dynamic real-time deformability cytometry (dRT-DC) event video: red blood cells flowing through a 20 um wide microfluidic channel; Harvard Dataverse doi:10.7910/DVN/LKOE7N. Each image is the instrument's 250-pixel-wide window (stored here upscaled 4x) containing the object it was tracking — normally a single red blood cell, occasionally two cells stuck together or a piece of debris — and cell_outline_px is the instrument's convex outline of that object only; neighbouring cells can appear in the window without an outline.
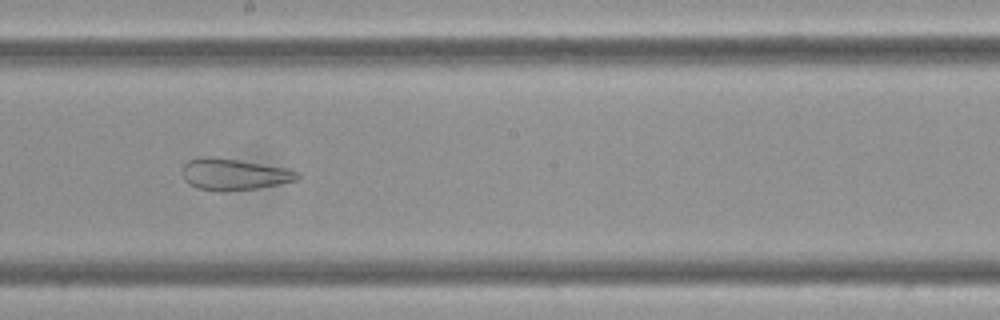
{"species": "Egyptian fruit bat (a non-hibernating species)", "species_latin": "Rousettus aegyptiacus", "temperature_condition": "cold", "stored_images_in_passage": 59, "camera_frame_rate_fps": 3000, "um_per_image_px": 0.085, "frame": {"image": 1, "passage_image": 33, "time_ms": 10.667, "image_size_px": [1000, 320], "cell_outline_px": [[300, 180], [256, 188], [224, 192], [216, 192], [196, 188], [188, 184], [184, 180], [184, 164], [188, 160], [196, 156], [212, 156], [288, 168], [300, 172]], "centroid_in_image_um": [19.88, 14.82], "position_along_channel_um": 228.3, "area_um2": 21.44}}
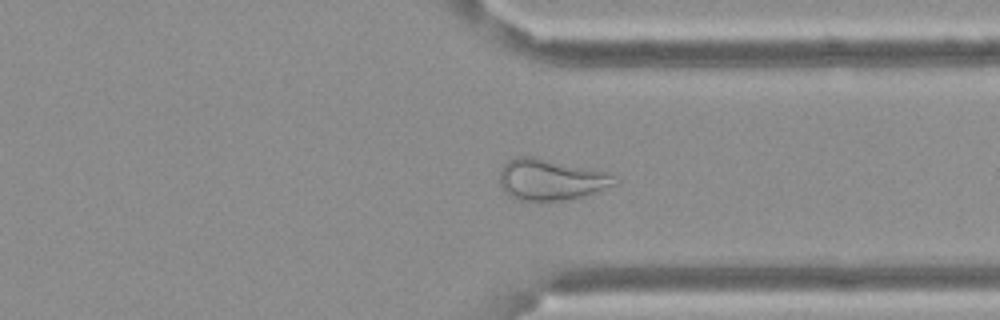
{"frame": {"image": 2, "passage_image": 45, "time_ms": 14.667, "image_size_px": [1000, 320], "cell_outline_px": [[620, 180], [616, 184], [596, 192], [564, 200], [516, 200], [504, 192], [500, 184], [500, 168], [508, 160], [516, 156], [532, 156], [608, 172]], "centroid_in_image_um": [46.8, 15.25], "position_along_channel_um": 364.6, "area_um2": 27.57}}
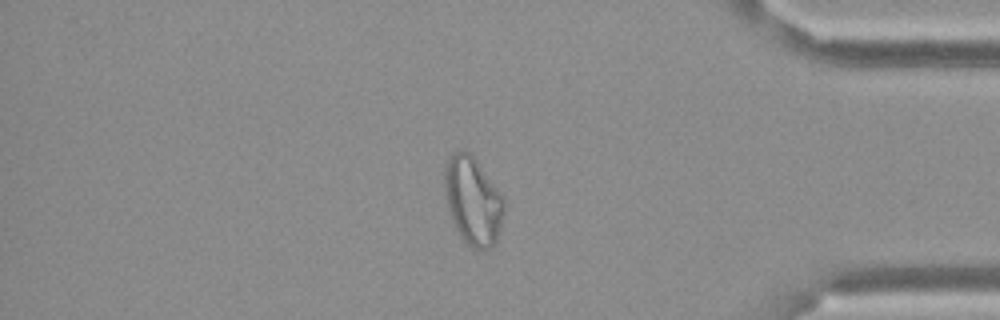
{"frame": {"image": 3, "passage_image": 50, "time_ms": 16.333, "image_size_px": [1000, 320], "cell_outline_px": [[504, 212], [496, 244], [492, 248], [484, 252], [480, 252], [472, 248], [460, 236], [452, 220], [448, 208], [444, 188], [444, 164], [456, 152], [472, 152], [504, 196]], "centroid_in_image_um": [40.23, 17.1], "position_along_channel_um": 395.0, "area_um2": 31.04}}